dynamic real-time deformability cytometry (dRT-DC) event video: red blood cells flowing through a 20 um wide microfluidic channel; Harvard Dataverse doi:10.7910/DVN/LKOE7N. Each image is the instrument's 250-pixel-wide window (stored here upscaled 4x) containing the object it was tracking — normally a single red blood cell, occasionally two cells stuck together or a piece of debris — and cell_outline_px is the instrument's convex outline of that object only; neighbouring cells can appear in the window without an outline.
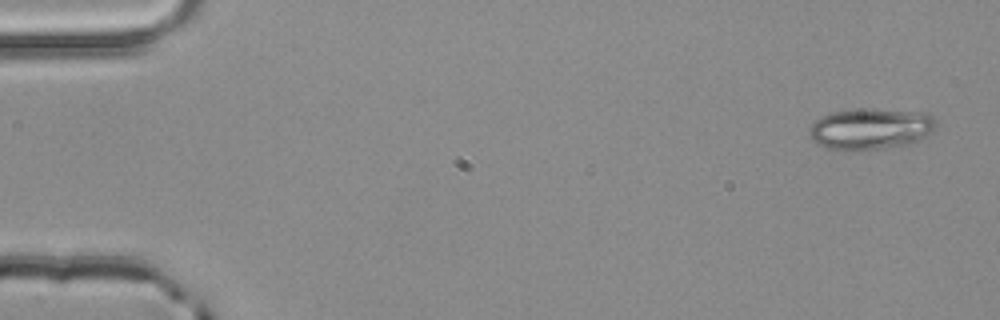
{"species": "common noctule bat (a hibernating species)", "species_latin": "Nyctalus noctula", "temperature_condition": "room temperature", "stored_images_in_passage": 4, "camera_frame_rate_fps": 3000, "um_per_image_px": 0.085, "animal": {"sex": "male", "body_mass_g": 20.4}, "frame": {"image": 1, "passage_image": 1, "time_ms": 0.0, "image_size_px": [1000, 320], "cell_outline_px": [[936, 124], [928, 136], [920, 140], [908, 144], [880, 148], [832, 148], [820, 144], [812, 140], [808, 136], [808, 132], [812, 124], [820, 116], [832, 112], [852, 108], [868, 108], [928, 112], [936, 120]], "centroid_in_image_um": [74.03, 10.89], "position_along_channel_um": 11.0, "area_um2": 30.23}}